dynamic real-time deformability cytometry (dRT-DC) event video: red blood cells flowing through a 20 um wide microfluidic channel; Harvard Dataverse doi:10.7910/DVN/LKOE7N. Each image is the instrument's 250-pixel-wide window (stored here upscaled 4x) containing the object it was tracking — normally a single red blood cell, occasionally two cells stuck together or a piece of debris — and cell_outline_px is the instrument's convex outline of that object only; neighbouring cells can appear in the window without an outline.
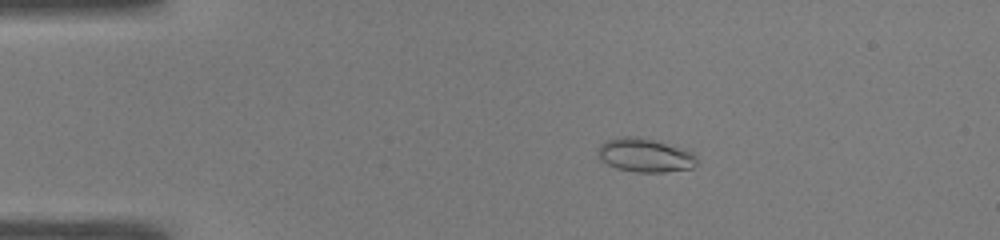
{"species": "common noctule bat (a hibernating species)", "species_latin": "Nyctalus noctula", "temperature_condition": "warm", "stored_images_in_passage": 53, "camera_frame_rate_fps": 3000, "um_per_image_px": 0.085, "animal": {"sex": "male", "body_mass_g": 19.0, "forearm_length_mm": 50.8}, "frame": {"image": 1, "passage_image": 10, "time_ms": 3.0, "image_size_px": [1000, 240], "cell_outline_px": [[696, 164], [692, 168], [664, 172], [636, 172], [616, 168], [600, 160], [600, 144], [608, 140], [624, 136], [632, 136], [652, 140], [688, 148], [696, 156]], "centroid_in_image_um": [54.88, 13.2], "position_along_channel_um": 30.1, "area_um2": 19.31}}
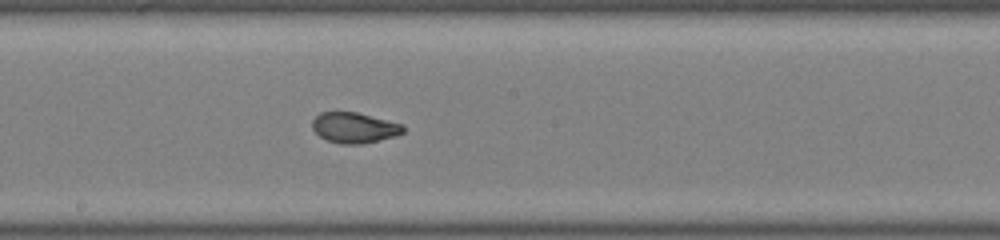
{"frame": {"image": 2, "passage_image": 29, "time_ms": 9.333, "image_size_px": [1000, 240], "cell_outline_px": [[404, 132], [396, 136], [364, 144], [340, 144], [328, 140], [320, 136], [312, 128], [312, 120], [320, 112], [356, 112], [404, 124]], "centroid_in_image_um": [30.14, 10.86], "position_along_channel_um": 218.1, "area_um2": 16.24}}
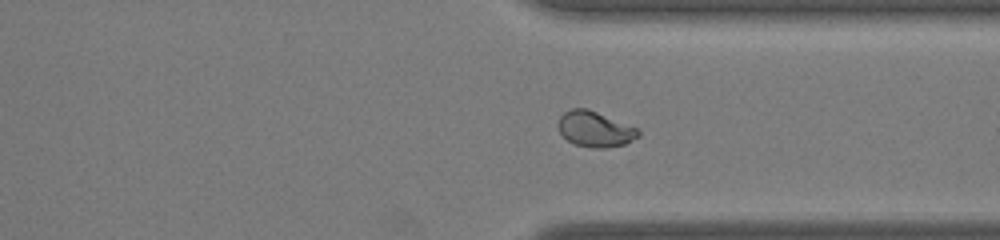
{"frame": {"image": 3, "passage_image": 40, "time_ms": 13.0, "image_size_px": [1000, 240], "cell_outline_px": [[640, 136], [624, 144], [604, 148], [596, 148], [576, 144], [568, 140], [560, 132], [556, 124], [560, 116], [564, 112], [572, 108], [588, 108], [640, 128]], "centroid_in_image_um": [50.59, 10.95], "position_along_channel_um": 360.8, "area_um2": 16.76}, "authors_computed_cell_mechanics": {"area_um2": 17.5134, "velocity_mm_per_s": 3.877, "shape_relaxation_time_tau1_ms": 11.2388, "shape_relaxation_time_tau2_ms": null, "deformation_change_tau1": 0.2936, "deformation_change_tau2": null}}